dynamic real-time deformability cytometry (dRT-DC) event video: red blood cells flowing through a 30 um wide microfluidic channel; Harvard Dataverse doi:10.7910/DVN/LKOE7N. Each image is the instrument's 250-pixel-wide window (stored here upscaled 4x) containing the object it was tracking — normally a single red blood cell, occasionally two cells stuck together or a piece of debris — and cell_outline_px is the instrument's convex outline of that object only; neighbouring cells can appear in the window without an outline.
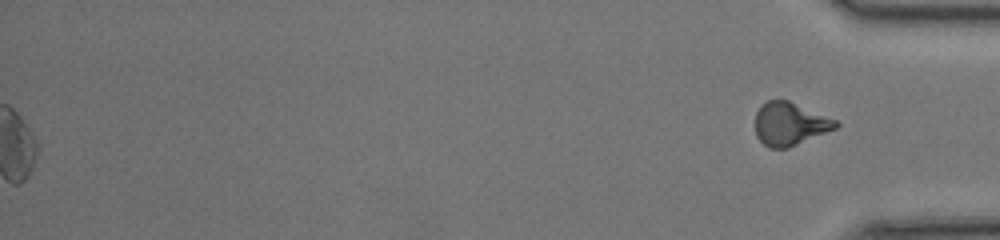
{"species": "common noctule bat (a hibernating species)", "species_latin": "Nyctalus noctula", "temperature_condition": "room temperature", "stored_images_in_passage": 49, "segment_of_instrument_passage": [2, 2], "camera_frame_rate_fps": 3000, "um_per_image_px": 0.085, "animal": {"sex": "female", "body_mass_g": 17.0, "forearm_length_mm": 48.0}, "frame": {"image": 1, "passage_image": 49, "time_ms": 16.0, "image_size_px": [1000, 240], "cell_outline_px": [[840, 124], [836, 128], [788, 148], [768, 148], [756, 136], [756, 112], [760, 104], [768, 100], [788, 100], [836, 120]], "centroid_in_image_um": [67.11, 10.53], "position_along_channel_um": 368.1, "area_um2": 20.06}}